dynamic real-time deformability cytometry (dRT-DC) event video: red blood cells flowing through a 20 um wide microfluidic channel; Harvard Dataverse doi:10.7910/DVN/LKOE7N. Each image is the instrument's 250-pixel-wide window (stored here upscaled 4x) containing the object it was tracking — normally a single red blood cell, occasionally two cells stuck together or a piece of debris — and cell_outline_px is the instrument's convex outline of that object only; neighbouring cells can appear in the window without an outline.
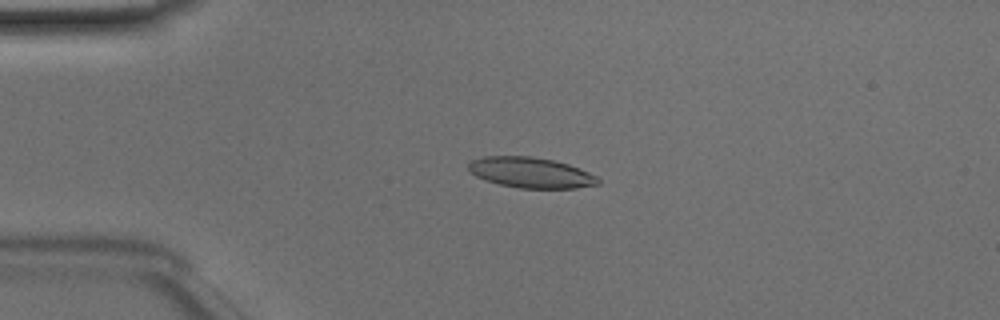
{"species": "Egyptian fruit bat (a non-hibernating species)", "species_latin": "Rousettus aegyptiacus", "temperature_condition": "room temperature", "stored_images_in_passage": 50, "camera_frame_rate_fps": 3000, "um_per_image_px": 0.085, "animal": {"sex": "male"}, "frame": {"image": 1, "passage_image": 12, "time_ms": 3.667, "image_size_px": [1000, 320], "cell_outline_px": [[600, 184], [576, 188], [520, 188], [500, 184], [484, 180], [468, 172], [468, 164], [472, 160], [484, 156], [532, 156], [552, 160], [568, 164], [588, 172], [596, 176], [600, 180]], "centroid_in_image_um": [45.09, 14.67], "position_along_channel_um": 39.9, "area_um2": 23.06}}
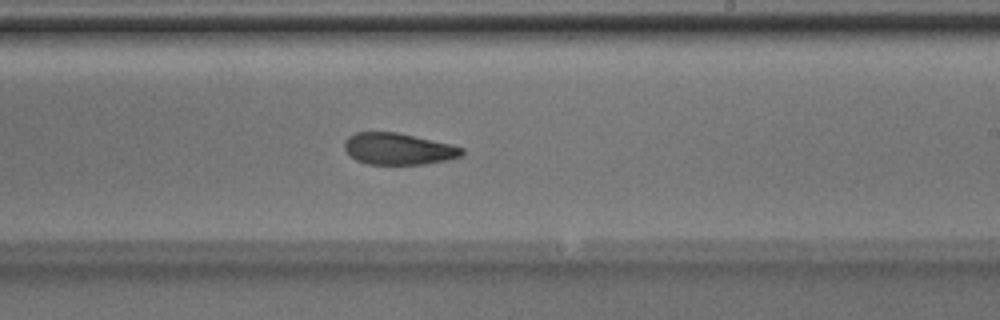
{"frame": {"image": 2, "passage_image": 30, "time_ms": 9.667, "image_size_px": [1000, 320], "cell_outline_px": [[464, 152], [460, 156], [448, 160], [424, 164], [368, 164], [356, 160], [344, 148], [344, 140], [348, 136], [356, 132], [396, 132], [452, 144], [464, 148]], "centroid_in_image_um": [33.86, 12.65], "position_along_channel_um": 255.1, "area_um2": 21.62}}
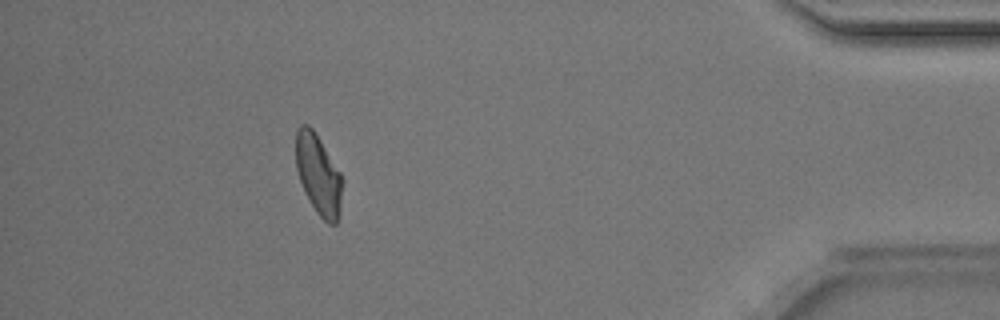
{"frame": {"image": 3, "passage_image": 45, "time_ms": 14.667, "image_size_px": [1000, 320], "cell_outline_px": [[340, 212], [336, 224], [328, 224], [316, 212], [300, 180], [296, 168], [296, 132], [300, 124], [308, 124], [312, 128], [320, 140], [340, 172]], "centroid_in_image_um": [27.04, 14.81], "position_along_channel_um": 408.2, "area_um2": 21.04}, "authors_computed_cell_mechanics": {"area_um2": 22.4553, "velocity_mm_per_s": 4.0961, "shape_relaxation_time_tau1_ms": null, "shape_relaxation_time_tau2_ms": 4.3005, "deformation_change_tau1": null, "deformation_change_tau2": 0.1184}}